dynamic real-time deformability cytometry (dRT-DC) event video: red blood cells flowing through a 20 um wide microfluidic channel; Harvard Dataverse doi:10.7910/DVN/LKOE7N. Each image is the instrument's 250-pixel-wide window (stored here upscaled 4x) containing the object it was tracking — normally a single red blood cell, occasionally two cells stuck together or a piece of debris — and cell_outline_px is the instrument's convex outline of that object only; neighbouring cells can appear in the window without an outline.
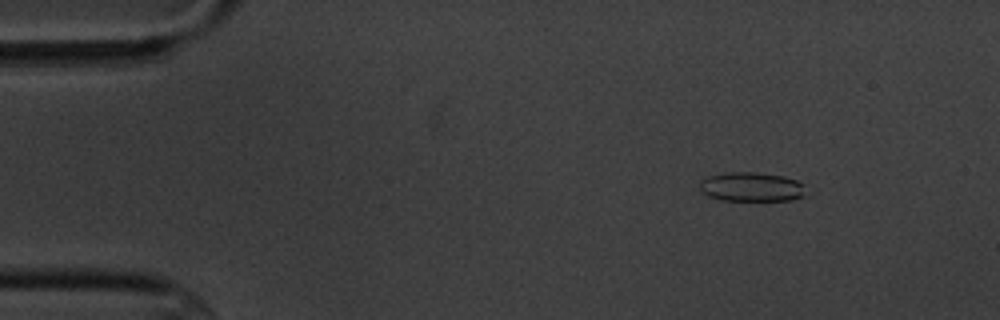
{"species": "common noctule bat (a hibernating species)", "species_latin": "Nyctalus noctula", "temperature_condition": "cold", "stored_images_in_passage": 16, "camera_frame_rate_fps": 3000, "um_per_image_px": 0.085, "animal": {"sex": "male", "body_mass_g": 20.1, "forearm_length_mm": 53.5}, "frame": {"image": 1, "passage_image": 2, "time_ms": 1.0, "image_size_px": [1000, 320], "cell_outline_px": [[808, 196], [792, 200], [720, 200], [708, 196], [700, 188], [700, 184], [708, 176], [728, 172], [756, 172], [784, 176], [796, 180], [804, 184]], "centroid_in_image_um": [63.96, 15.89], "position_along_channel_um": 21.0, "area_um2": 18.21}}
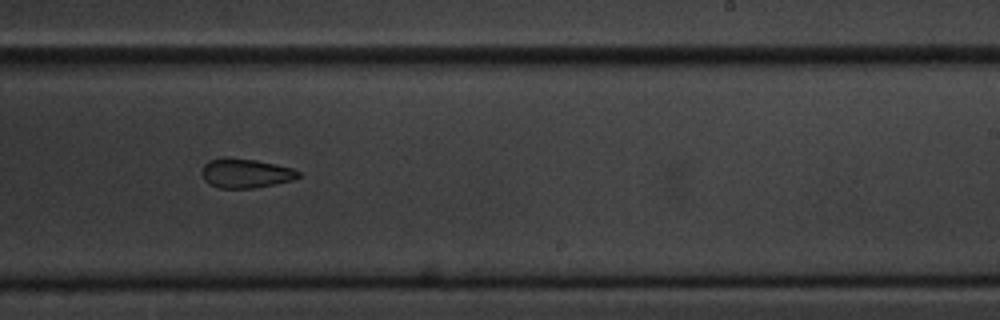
{"frame": {"image": 2, "passage_image": 10, "time_ms": 10.333, "image_size_px": [1000, 320], "cell_outline_px": [[300, 176], [292, 180], [252, 188], [220, 188], [208, 184], [204, 180], [200, 172], [200, 168], [208, 160], [224, 156], [228, 156], [256, 160], [292, 168], [300, 172]], "centroid_in_image_um": [20.79, 14.7], "position_along_channel_um": 268.2, "area_um2": 16.7}}
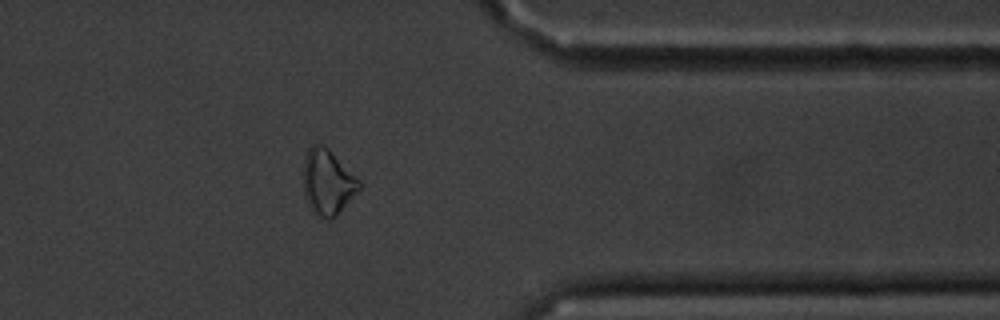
{"frame": {"image": 3, "passage_image": 13, "time_ms": 14.0, "image_size_px": [1000, 320], "cell_outline_px": [[360, 188], [336, 216], [332, 220], [320, 220], [308, 208], [304, 196], [304, 156], [308, 148], [312, 144], [320, 144], [328, 148], [360, 180]], "centroid_in_image_um": [27.81, 15.53], "position_along_channel_um": 383.6, "area_um2": 21.5}, "authors_computed_cell_mechanics": {"area_um2": 18.1781, "velocity_mm_per_s": 3.4599, "shape_relaxation_time_tau1_ms": 3.5558, "shape_relaxation_time_tau2_ms": 8.3135, "deformation_change_tau1": 0.0673, "deformation_change_tau2": 0.1385}}